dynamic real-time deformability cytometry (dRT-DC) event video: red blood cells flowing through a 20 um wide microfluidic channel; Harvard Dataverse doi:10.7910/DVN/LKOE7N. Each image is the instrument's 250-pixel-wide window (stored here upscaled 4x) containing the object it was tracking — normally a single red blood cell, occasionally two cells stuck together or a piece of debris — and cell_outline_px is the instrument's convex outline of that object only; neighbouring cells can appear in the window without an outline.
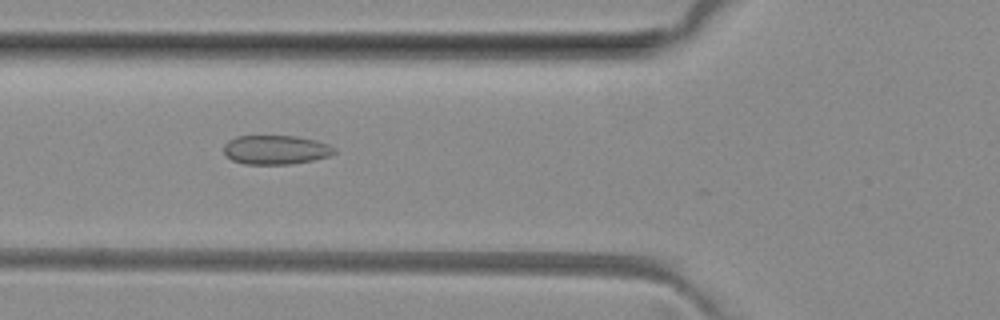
{"species": "common noctule bat (a hibernating species)", "species_latin": "Nyctalus noctula", "temperature_condition": "room temperature", "stored_images_in_passage": 7, "camera_frame_rate_fps": 3000, "um_per_image_px": 0.085, "animal": {"sex": "female", "body_mass_g": 29.2, "forearm_length_mm": 56.3}, "frame": {"image": 1, "passage_image": 3, "time_ms": 2.333, "image_size_px": [1000, 320], "cell_outline_px": [[336, 152], [328, 156], [312, 160], [292, 164], [244, 164], [232, 160], [224, 152], [224, 144], [228, 140], [236, 136], [296, 136], [316, 140], [328, 144], [336, 148]], "centroid_in_image_um": [23.44, 12.73], "position_along_channel_um": 102.4, "area_um2": 18.79}}
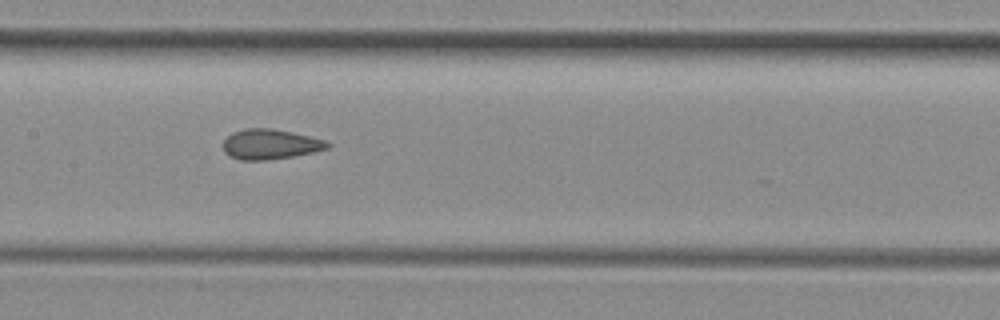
{"frame": {"image": 2, "passage_image": 5, "time_ms": 4.333, "image_size_px": [1000, 320], "cell_outline_px": [[332, 144], [328, 148], [312, 152], [292, 156], [264, 160], [240, 160], [228, 156], [224, 152], [224, 140], [232, 132], [244, 128], [272, 128], [308, 136], [324, 140]], "centroid_in_image_um": [22.93, 12.26], "position_along_channel_um": 184.5, "area_um2": 18.15}}
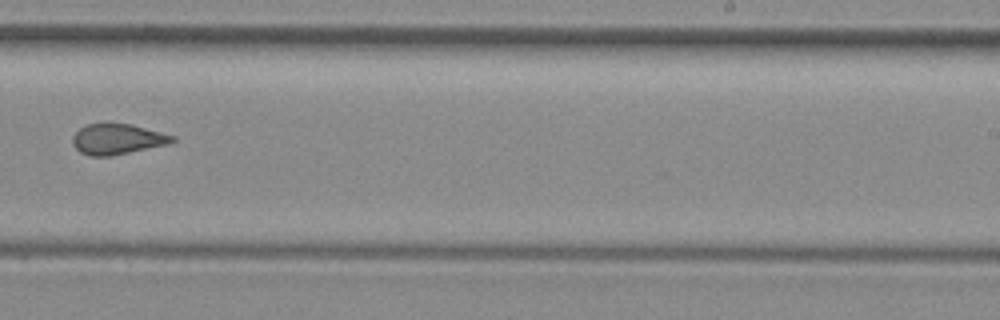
{"frame": {"image": 3, "passage_image": 7, "time_ms": 6.667, "image_size_px": [1000, 320], "cell_outline_px": [[176, 140], [168, 144], [112, 156], [88, 156], [80, 152], [72, 144], [72, 136], [80, 128], [88, 124], [128, 124], [176, 136]], "centroid_in_image_um": [9.96, 11.84], "position_along_channel_um": 279.0, "area_um2": 17.57}}